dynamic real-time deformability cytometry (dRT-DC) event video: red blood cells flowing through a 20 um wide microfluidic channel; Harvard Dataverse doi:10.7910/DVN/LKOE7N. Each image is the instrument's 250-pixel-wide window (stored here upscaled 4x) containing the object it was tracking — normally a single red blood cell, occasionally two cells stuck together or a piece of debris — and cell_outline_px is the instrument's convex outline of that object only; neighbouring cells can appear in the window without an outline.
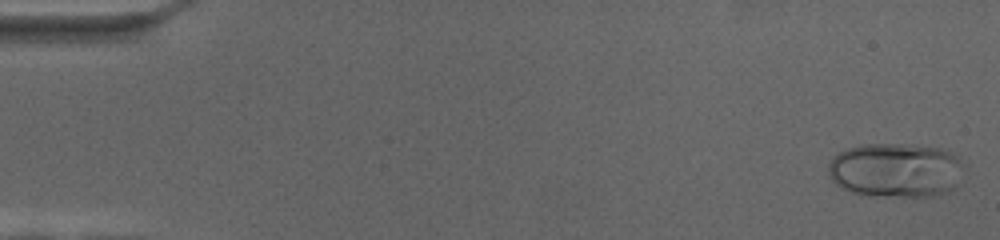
{"species": "human", "species_latin": "Homo sapiens", "temperature_condition": "cold", "stored_images_in_passage": 69, "camera_frame_rate_fps": 3000, "um_per_image_px": 0.085, "donor": {"sex": "female"}, "frame": {"image": 1, "passage_image": 2, "time_ms": 0.333, "image_size_px": [1000, 240], "cell_outline_px": [[968, 168], [952, 192], [932, 196], [860, 196], [836, 184], [832, 180], [828, 172], [828, 164], [832, 156], [848, 148], [860, 144], [904, 144], [936, 148], [960, 156], [968, 164]], "centroid_in_image_um": [76.21, 14.48], "position_along_channel_um": 8.8, "area_um2": 44.1}}
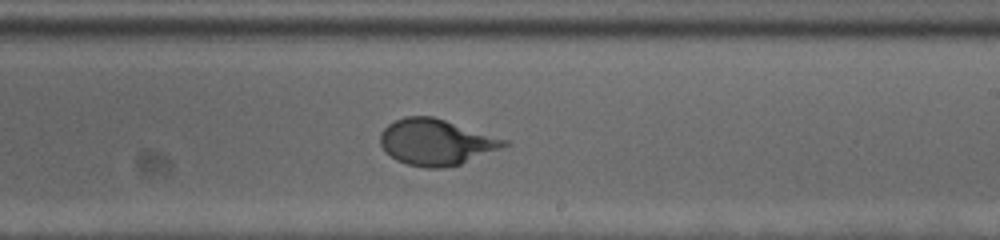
{"frame": {"image": 2, "passage_image": 42, "time_ms": 13.667, "image_size_px": [1000, 240], "cell_outline_px": [[512, 144], [460, 164], [440, 168], [428, 168], [408, 164], [396, 160], [380, 144], [380, 132], [388, 124], [404, 116], [432, 116], [508, 140]], "centroid_in_image_um": [37.07, 12.07], "position_along_channel_um": 251.9, "area_um2": 32.89}}
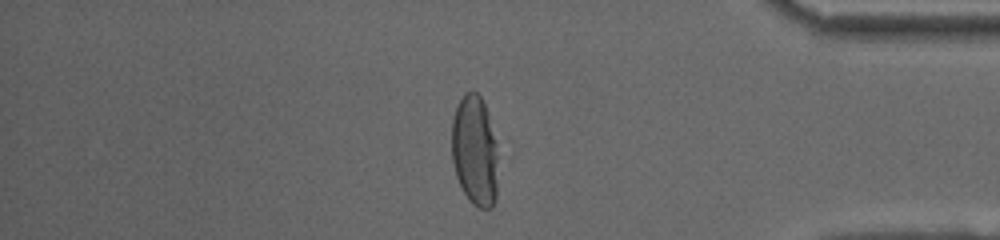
{"frame": {"image": 3, "passage_image": 59, "time_ms": 19.333, "image_size_px": [1000, 240], "cell_outline_px": [[504, 156], [496, 196], [492, 208], [480, 208], [472, 204], [468, 200], [456, 176], [452, 160], [452, 120], [456, 108], [464, 92], [476, 92], [480, 96], [484, 104]], "centroid_in_image_um": [40.46, 12.87], "position_along_channel_um": 394.7, "area_um2": 31.5}}